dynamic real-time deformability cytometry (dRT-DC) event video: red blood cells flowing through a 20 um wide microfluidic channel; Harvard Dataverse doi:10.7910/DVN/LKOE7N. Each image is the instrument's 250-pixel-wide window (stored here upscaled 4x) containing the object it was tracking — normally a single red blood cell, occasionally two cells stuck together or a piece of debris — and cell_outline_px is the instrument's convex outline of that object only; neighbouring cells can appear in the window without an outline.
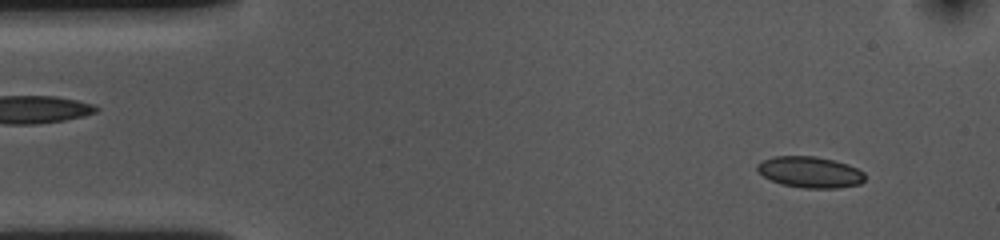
{"species": "common noctule bat (a hibernating species)", "species_latin": "Nyctalus noctula", "temperature_condition": "cold", "stored_images_in_passage": 53, "camera_frame_rate_fps": 3000, "um_per_image_px": 0.085, "animal": {"sex": "female", "body_mass_g": 10.0, "forearm_length_mm": 53.1}, "frame": {"image": 1, "passage_image": 4, "time_ms": 1.0, "image_size_px": [1000, 240], "cell_outline_px": [[864, 180], [860, 184], [836, 188], [804, 188], [780, 184], [764, 176], [756, 168], [756, 164], [772, 156], [816, 156], [848, 164], [864, 172]], "centroid_in_image_um": [68.85, 14.63], "position_along_channel_um": 16.2, "area_um2": 19.48}}
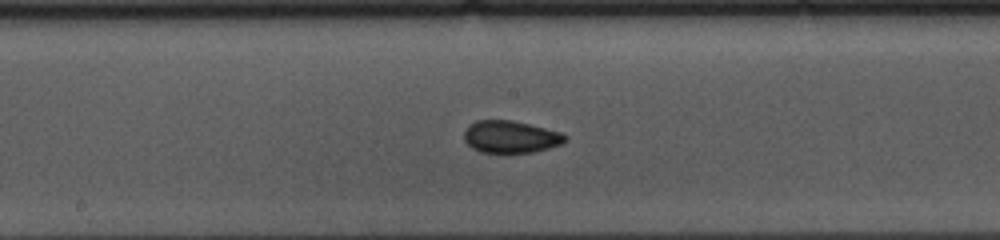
{"frame": {"image": 2, "passage_image": 26, "time_ms": 8.333, "image_size_px": [1000, 240], "cell_outline_px": [[568, 140], [560, 144], [548, 148], [532, 152], [480, 152], [472, 148], [464, 140], [464, 132], [468, 124], [476, 120], [512, 120], [560, 132], [568, 136]], "centroid_in_image_um": [43.38, 11.62], "position_along_channel_um": 204.8, "area_um2": 18.9}}
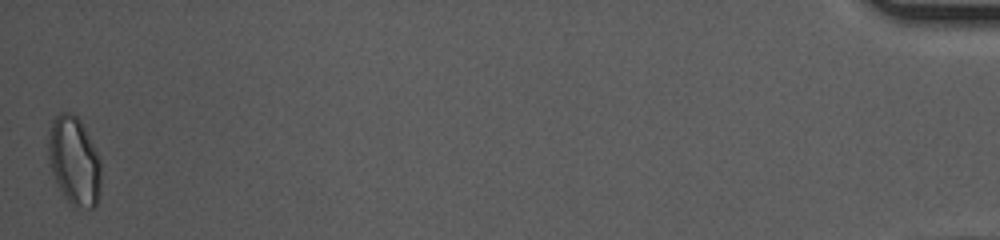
{"frame": {"image": 3, "passage_image": 53, "time_ms": 17.333, "image_size_px": [1000, 240], "cell_outline_px": [[100, 192], [96, 204], [92, 208], [72, 208], [56, 184], [52, 172], [48, 156], [48, 140], [52, 120], [60, 112], [72, 112], [80, 120], [100, 160]], "centroid_in_image_um": [6.29, 13.72], "position_along_channel_um": 428.9, "area_um2": 27.17}, "authors_computed_cell_mechanics": {"area_um2": 19.1896, "velocity_mm_per_s": 3.6083, "shape_relaxation_time_tau1_ms": 9.517, "shape_relaxation_time_tau2_ms": 1.479, "deformation_change_tau1": 0.1224, "deformation_change_tau2": 0.0555}}